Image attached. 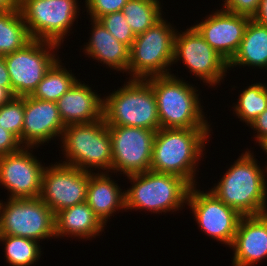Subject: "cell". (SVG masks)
<instances>
[{"label": "cell", "mask_w": 267, "mask_h": 266, "mask_svg": "<svg viewBox=\"0 0 267 266\" xmlns=\"http://www.w3.org/2000/svg\"><path fill=\"white\" fill-rule=\"evenodd\" d=\"M209 133V128H159L154 138L150 170L176 175L191 186L196 185L195 166Z\"/></svg>", "instance_id": "cell-1"}, {"label": "cell", "mask_w": 267, "mask_h": 266, "mask_svg": "<svg viewBox=\"0 0 267 266\" xmlns=\"http://www.w3.org/2000/svg\"><path fill=\"white\" fill-rule=\"evenodd\" d=\"M262 170L250 151H246L210 191L242 216L265 214L267 181Z\"/></svg>", "instance_id": "cell-2"}, {"label": "cell", "mask_w": 267, "mask_h": 266, "mask_svg": "<svg viewBox=\"0 0 267 266\" xmlns=\"http://www.w3.org/2000/svg\"><path fill=\"white\" fill-rule=\"evenodd\" d=\"M175 75L149 77L157 101L160 128H209L196 89Z\"/></svg>", "instance_id": "cell-3"}, {"label": "cell", "mask_w": 267, "mask_h": 266, "mask_svg": "<svg viewBox=\"0 0 267 266\" xmlns=\"http://www.w3.org/2000/svg\"><path fill=\"white\" fill-rule=\"evenodd\" d=\"M103 119L108 126H131L157 131V101L146 79H130L127 85L104 99Z\"/></svg>", "instance_id": "cell-4"}, {"label": "cell", "mask_w": 267, "mask_h": 266, "mask_svg": "<svg viewBox=\"0 0 267 266\" xmlns=\"http://www.w3.org/2000/svg\"><path fill=\"white\" fill-rule=\"evenodd\" d=\"M127 177L134 184L125 191L126 209L162 213L178 209L187 203L191 185L179 176L148 170Z\"/></svg>", "instance_id": "cell-5"}, {"label": "cell", "mask_w": 267, "mask_h": 266, "mask_svg": "<svg viewBox=\"0 0 267 266\" xmlns=\"http://www.w3.org/2000/svg\"><path fill=\"white\" fill-rule=\"evenodd\" d=\"M61 137L66 158L69 159L63 164L86 172L91 167L112 169L111 137L103 118L90 123L67 125Z\"/></svg>", "instance_id": "cell-6"}, {"label": "cell", "mask_w": 267, "mask_h": 266, "mask_svg": "<svg viewBox=\"0 0 267 266\" xmlns=\"http://www.w3.org/2000/svg\"><path fill=\"white\" fill-rule=\"evenodd\" d=\"M175 34L172 26L161 18L144 33L136 35L129 51L128 71L133 79L170 74L167 68L173 64Z\"/></svg>", "instance_id": "cell-7"}, {"label": "cell", "mask_w": 267, "mask_h": 266, "mask_svg": "<svg viewBox=\"0 0 267 266\" xmlns=\"http://www.w3.org/2000/svg\"><path fill=\"white\" fill-rule=\"evenodd\" d=\"M0 235H11L39 241L56 237L55 214L39 197L9 198L0 202Z\"/></svg>", "instance_id": "cell-8"}, {"label": "cell", "mask_w": 267, "mask_h": 266, "mask_svg": "<svg viewBox=\"0 0 267 266\" xmlns=\"http://www.w3.org/2000/svg\"><path fill=\"white\" fill-rule=\"evenodd\" d=\"M18 8L32 39L58 45L78 12L76 0H19Z\"/></svg>", "instance_id": "cell-9"}, {"label": "cell", "mask_w": 267, "mask_h": 266, "mask_svg": "<svg viewBox=\"0 0 267 266\" xmlns=\"http://www.w3.org/2000/svg\"><path fill=\"white\" fill-rule=\"evenodd\" d=\"M58 46L53 42L32 39L22 49L4 56L14 96L22 97L34 92L58 60L55 54L50 52Z\"/></svg>", "instance_id": "cell-10"}, {"label": "cell", "mask_w": 267, "mask_h": 266, "mask_svg": "<svg viewBox=\"0 0 267 266\" xmlns=\"http://www.w3.org/2000/svg\"><path fill=\"white\" fill-rule=\"evenodd\" d=\"M112 146V170L126 176L150 170L157 131L131 126H108Z\"/></svg>", "instance_id": "cell-11"}, {"label": "cell", "mask_w": 267, "mask_h": 266, "mask_svg": "<svg viewBox=\"0 0 267 266\" xmlns=\"http://www.w3.org/2000/svg\"><path fill=\"white\" fill-rule=\"evenodd\" d=\"M91 171L59 163L45 167L42 175L40 199L54 214L86 201Z\"/></svg>", "instance_id": "cell-12"}, {"label": "cell", "mask_w": 267, "mask_h": 266, "mask_svg": "<svg viewBox=\"0 0 267 266\" xmlns=\"http://www.w3.org/2000/svg\"><path fill=\"white\" fill-rule=\"evenodd\" d=\"M182 59L184 64L203 82L216 85L225 76L228 62L218 54L198 33L190 27L182 34L176 32L174 38L173 63ZM176 60V61H175Z\"/></svg>", "instance_id": "cell-13"}, {"label": "cell", "mask_w": 267, "mask_h": 266, "mask_svg": "<svg viewBox=\"0 0 267 266\" xmlns=\"http://www.w3.org/2000/svg\"><path fill=\"white\" fill-rule=\"evenodd\" d=\"M195 188L194 185L190 188L187 205L191 207L197 224L207 235L230 247L242 215L211 191L204 193Z\"/></svg>", "instance_id": "cell-14"}, {"label": "cell", "mask_w": 267, "mask_h": 266, "mask_svg": "<svg viewBox=\"0 0 267 266\" xmlns=\"http://www.w3.org/2000/svg\"><path fill=\"white\" fill-rule=\"evenodd\" d=\"M23 147L0 156V183L11 192L10 198H38L45 167L28 151L29 147Z\"/></svg>", "instance_id": "cell-15"}, {"label": "cell", "mask_w": 267, "mask_h": 266, "mask_svg": "<svg viewBox=\"0 0 267 266\" xmlns=\"http://www.w3.org/2000/svg\"><path fill=\"white\" fill-rule=\"evenodd\" d=\"M215 12L193 27L229 63L239 49L251 18L222 9Z\"/></svg>", "instance_id": "cell-16"}, {"label": "cell", "mask_w": 267, "mask_h": 266, "mask_svg": "<svg viewBox=\"0 0 267 266\" xmlns=\"http://www.w3.org/2000/svg\"><path fill=\"white\" fill-rule=\"evenodd\" d=\"M65 127L56 102L35 99L30 95L24 96V122L21 134V144H25L24 147L39 146L58 134L63 135Z\"/></svg>", "instance_id": "cell-17"}, {"label": "cell", "mask_w": 267, "mask_h": 266, "mask_svg": "<svg viewBox=\"0 0 267 266\" xmlns=\"http://www.w3.org/2000/svg\"><path fill=\"white\" fill-rule=\"evenodd\" d=\"M234 266H252L267 257V213L242 216L231 246Z\"/></svg>", "instance_id": "cell-18"}, {"label": "cell", "mask_w": 267, "mask_h": 266, "mask_svg": "<svg viewBox=\"0 0 267 266\" xmlns=\"http://www.w3.org/2000/svg\"><path fill=\"white\" fill-rule=\"evenodd\" d=\"M78 80L57 101V108L65 126L90 123L103 118L104 99Z\"/></svg>", "instance_id": "cell-19"}, {"label": "cell", "mask_w": 267, "mask_h": 266, "mask_svg": "<svg viewBox=\"0 0 267 266\" xmlns=\"http://www.w3.org/2000/svg\"><path fill=\"white\" fill-rule=\"evenodd\" d=\"M100 221L106 225L108 217L116 212V209H124L125 192L103 173L92 174L89 177L86 201ZM115 211V212H114Z\"/></svg>", "instance_id": "cell-20"}, {"label": "cell", "mask_w": 267, "mask_h": 266, "mask_svg": "<svg viewBox=\"0 0 267 266\" xmlns=\"http://www.w3.org/2000/svg\"><path fill=\"white\" fill-rule=\"evenodd\" d=\"M92 20L94 24L92 37L85 48V53L117 71L128 72L130 48L114 38L101 22Z\"/></svg>", "instance_id": "cell-21"}, {"label": "cell", "mask_w": 267, "mask_h": 266, "mask_svg": "<svg viewBox=\"0 0 267 266\" xmlns=\"http://www.w3.org/2000/svg\"><path fill=\"white\" fill-rule=\"evenodd\" d=\"M104 224L86 203L76 204L55 214V235L64 237H95L103 230ZM64 235V236H63Z\"/></svg>", "instance_id": "cell-22"}, {"label": "cell", "mask_w": 267, "mask_h": 266, "mask_svg": "<svg viewBox=\"0 0 267 266\" xmlns=\"http://www.w3.org/2000/svg\"><path fill=\"white\" fill-rule=\"evenodd\" d=\"M237 65L267 69V26L249 20L239 49L228 63L232 68Z\"/></svg>", "instance_id": "cell-23"}, {"label": "cell", "mask_w": 267, "mask_h": 266, "mask_svg": "<svg viewBox=\"0 0 267 266\" xmlns=\"http://www.w3.org/2000/svg\"><path fill=\"white\" fill-rule=\"evenodd\" d=\"M32 40L19 10L0 12V55L22 49Z\"/></svg>", "instance_id": "cell-24"}, {"label": "cell", "mask_w": 267, "mask_h": 266, "mask_svg": "<svg viewBox=\"0 0 267 266\" xmlns=\"http://www.w3.org/2000/svg\"><path fill=\"white\" fill-rule=\"evenodd\" d=\"M57 60L30 95L35 99L56 102L77 81Z\"/></svg>", "instance_id": "cell-25"}, {"label": "cell", "mask_w": 267, "mask_h": 266, "mask_svg": "<svg viewBox=\"0 0 267 266\" xmlns=\"http://www.w3.org/2000/svg\"><path fill=\"white\" fill-rule=\"evenodd\" d=\"M158 0H128L122 9L128 25L135 35L144 33L161 17Z\"/></svg>", "instance_id": "cell-26"}, {"label": "cell", "mask_w": 267, "mask_h": 266, "mask_svg": "<svg viewBox=\"0 0 267 266\" xmlns=\"http://www.w3.org/2000/svg\"><path fill=\"white\" fill-rule=\"evenodd\" d=\"M0 241L5 243L6 261L11 266H30L41 255L40 245L32 239L0 235Z\"/></svg>", "instance_id": "cell-27"}, {"label": "cell", "mask_w": 267, "mask_h": 266, "mask_svg": "<svg viewBox=\"0 0 267 266\" xmlns=\"http://www.w3.org/2000/svg\"><path fill=\"white\" fill-rule=\"evenodd\" d=\"M267 108V87L262 83H256L243 90L239 101L235 106L238 118L248 124L262 114Z\"/></svg>", "instance_id": "cell-28"}, {"label": "cell", "mask_w": 267, "mask_h": 266, "mask_svg": "<svg viewBox=\"0 0 267 266\" xmlns=\"http://www.w3.org/2000/svg\"><path fill=\"white\" fill-rule=\"evenodd\" d=\"M24 122V96H14L0 106V126L11 132L21 143Z\"/></svg>", "instance_id": "cell-29"}, {"label": "cell", "mask_w": 267, "mask_h": 266, "mask_svg": "<svg viewBox=\"0 0 267 266\" xmlns=\"http://www.w3.org/2000/svg\"><path fill=\"white\" fill-rule=\"evenodd\" d=\"M98 21L101 22L119 42H122L129 48L131 47L136 35L128 25L122 11L102 16Z\"/></svg>", "instance_id": "cell-30"}, {"label": "cell", "mask_w": 267, "mask_h": 266, "mask_svg": "<svg viewBox=\"0 0 267 266\" xmlns=\"http://www.w3.org/2000/svg\"><path fill=\"white\" fill-rule=\"evenodd\" d=\"M128 0H85L91 19L99 20L102 16L122 11Z\"/></svg>", "instance_id": "cell-31"}, {"label": "cell", "mask_w": 267, "mask_h": 266, "mask_svg": "<svg viewBox=\"0 0 267 266\" xmlns=\"http://www.w3.org/2000/svg\"><path fill=\"white\" fill-rule=\"evenodd\" d=\"M260 1L261 0H225L224 10L252 19L258 10Z\"/></svg>", "instance_id": "cell-32"}, {"label": "cell", "mask_w": 267, "mask_h": 266, "mask_svg": "<svg viewBox=\"0 0 267 266\" xmlns=\"http://www.w3.org/2000/svg\"><path fill=\"white\" fill-rule=\"evenodd\" d=\"M20 144L11 132L0 126V156L19 151L22 148Z\"/></svg>", "instance_id": "cell-33"}, {"label": "cell", "mask_w": 267, "mask_h": 266, "mask_svg": "<svg viewBox=\"0 0 267 266\" xmlns=\"http://www.w3.org/2000/svg\"><path fill=\"white\" fill-rule=\"evenodd\" d=\"M250 127L258 130L256 137L258 143L267 138V108L262 114L257 116V118L251 123Z\"/></svg>", "instance_id": "cell-34"}, {"label": "cell", "mask_w": 267, "mask_h": 266, "mask_svg": "<svg viewBox=\"0 0 267 266\" xmlns=\"http://www.w3.org/2000/svg\"><path fill=\"white\" fill-rule=\"evenodd\" d=\"M0 86L7 88L12 93L10 75L8 73L4 56L0 55Z\"/></svg>", "instance_id": "cell-35"}, {"label": "cell", "mask_w": 267, "mask_h": 266, "mask_svg": "<svg viewBox=\"0 0 267 266\" xmlns=\"http://www.w3.org/2000/svg\"><path fill=\"white\" fill-rule=\"evenodd\" d=\"M257 23L267 26V0H261L257 12L252 18Z\"/></svg>", "instance_id": "cell-36"}, {"label": "cell", "mask_w": 267, "mask_h": 266, "mask_svg": "<svg viewBox=\"0 0 267 266\" xmlns=\"http://www.w3.org/2000/svg\"><path fill=\"white\" fill-rule=\"evenodd\" d=\"M19 0H0V12L19 10Z\"/></svg>", "instance_id": "cell-37"}, {"label": "cell", "mask_w": 267, "mask_h": 266, "mask_svg": "<svg viewBox=\"0 0 267 266\" xmlns=\"http://www.w3.org/2000/svg\"><path fill=\"white\" fill-rule=\"evenodd\" d=\"M14 95L5 87L0 86V106L9 102Z\"/></svg>", "instance_id": "cell-38"}, {"label": "cell", "mask_w": 267, "mask_h": 266, "mask_svg": "<svg viewBox=\"0 0 267 266\" xmlns=\"http://www.w3.org/2000/svg\"><path fill=\"white\" fill-rule=\"evenodd\" d=\"M259 146H261V148L267 152V138H265L264 140H262L260 143H259ZM267 169V167H266ZM267 172V171H266Z\"/></svg>", "instance_id": "cell-39"}]
</instances>
